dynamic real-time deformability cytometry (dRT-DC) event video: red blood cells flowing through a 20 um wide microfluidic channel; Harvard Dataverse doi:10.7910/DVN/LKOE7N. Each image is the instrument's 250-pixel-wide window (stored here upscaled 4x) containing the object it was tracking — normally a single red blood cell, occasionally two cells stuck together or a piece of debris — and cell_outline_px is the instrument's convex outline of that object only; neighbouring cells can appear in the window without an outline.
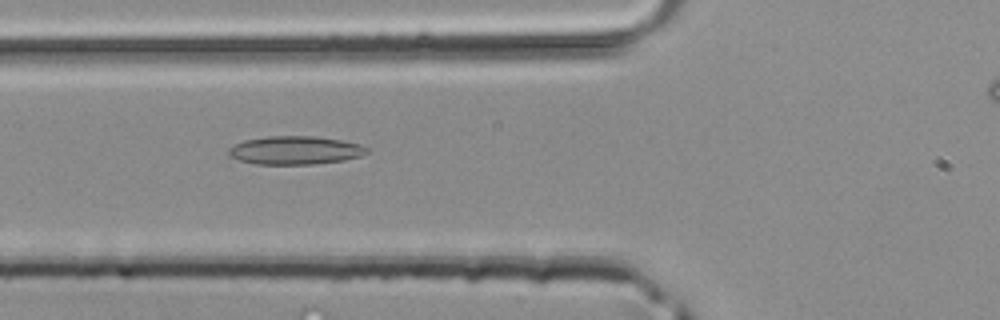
{"species": "common noctule bat (a hibernating species)", "species_latin": "Nyctalus noctula", "temperature_condition": "room temperature", "stored_images_in_passage": 6, "camera_frame_rate_fps": 3000, "um_per_image_px": 0.085, "animal": {"sex": "male", "body_mass_g": 20.4}, "frame": {"image": 1, "passage_image": 4, "time_ms": 1.0, "image_size_px": [1000, 320], "cell_outline_px": [[368, 152], [360, 156], [344, 160], [312, 164], [256, 164], [240, 160], [232, 156], [228, 152], [228, 148], [244, 140], [268, 136], [312, 136], [340, 140], [360, 144], [368, 148]], "centroid_in_image_um": [25.1, 12.77], "position_along_channel_um": 100.7, "area_um2": 22.6}}